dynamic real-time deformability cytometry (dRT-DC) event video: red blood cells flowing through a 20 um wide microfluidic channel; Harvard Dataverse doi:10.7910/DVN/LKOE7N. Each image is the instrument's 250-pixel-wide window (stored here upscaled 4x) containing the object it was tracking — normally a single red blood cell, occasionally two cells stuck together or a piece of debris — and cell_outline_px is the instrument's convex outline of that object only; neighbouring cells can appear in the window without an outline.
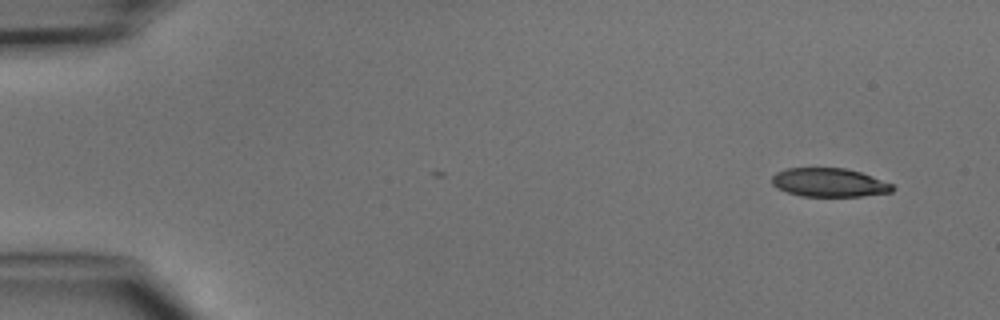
{"species": "common noctule bat (a hibernating species)", "species_latin": "Nyctalus noctula", "temperature_condition": "cold", "stored_images_in_passage": 3, "camera_frame_rate_fps": 3000, "um_per_image_px": 0.085, "animal": {"sex": "male", "body_mass_g": 15.6}, "frame": {"image": 1, "passage_image": 1, "time_ms": 0.0, "image_size_px": [1000, 320], "cell_outline_px": [[896, 188], [892, 192], [860, 196], [800, 196], [776, 188], [772, 184], [772, 176], [776, 172], [788, 168], [844, 168], [860, 172], [872, 176], [892, 184]], "centroid_in_image_um": [70.47, 15.51], "position_along_channel_um": 14.5, "area_um2": 20.11}}